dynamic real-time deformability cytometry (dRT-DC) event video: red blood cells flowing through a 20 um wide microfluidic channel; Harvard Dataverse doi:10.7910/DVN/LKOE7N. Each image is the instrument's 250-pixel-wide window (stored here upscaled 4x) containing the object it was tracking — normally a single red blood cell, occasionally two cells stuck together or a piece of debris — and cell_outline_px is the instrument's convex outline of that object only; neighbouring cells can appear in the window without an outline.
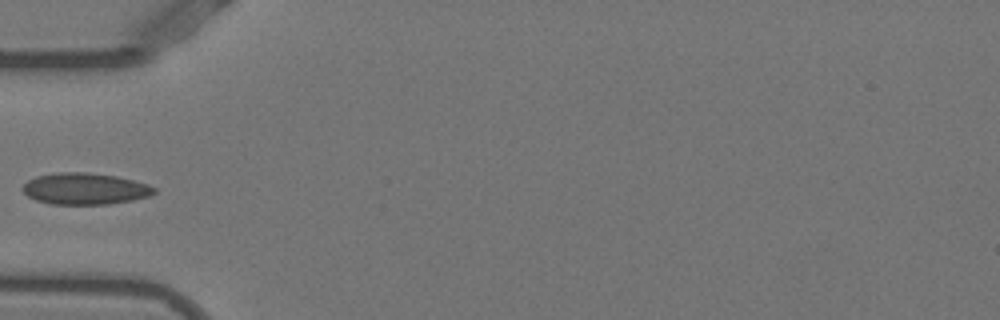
{"species": "Egyptian fruit bat (a non-hibernating species)", "species_latin": "Rousettus aegyptiacus", "temperature_condition": "warm", "stored_images_in_passage": 36, "camera_frame_rate_fps": 3000, "um_per_image_px": 0.085, "animal": {"sex": "female"}, "frame": {"image": 1, "passage_image": 1, "time_ms": 0.0, "image_size_px": [1000, 320], "cell_outline_px": [[156, 192], [148, 196], [132, 200], [108, 204], [52, 204], [36, 200], [28, 196], [20, 188], [28, 180], [36, 176], [56, 172], [88, 172], [116, 176], [148, 184], [156, 188]], "centroid_in_image_um": [7.2, 16.03], "position_along_channel_um": 77.8, "area_um2": 24.16}}
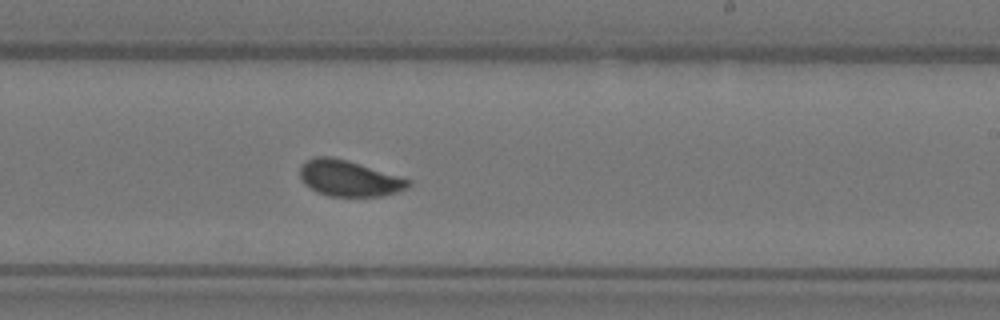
{"frame": {"image": 2, "passage_image": 15, "time_ms": 4.667, "image_size_px": [1000, 320], "cell_outline_px": [[412, 184], [408, 188], [396, 192], [380, 196], [328, 196], [316, 192], [304, 184], [300, 176], [300, 168], [312, 156], [328, 156], [348, 160], [412, 180]], "centroid_in_image_um": [29.67, 15.16], "position_along_channel_um": 259.3, "area_um2": 22.72}}
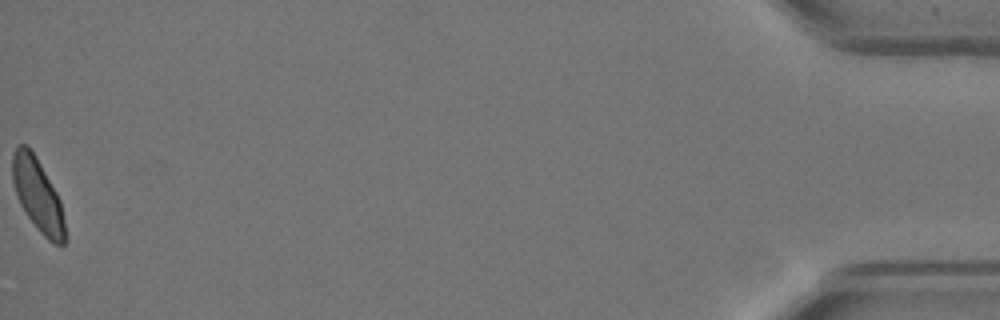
{"frame": {"image": 3, "passage_image": 36, "time_ms": 11.667, "image_size_px": [1000, 320], "cell_outline_px": [[68, 240], [64, 244], [56, 244], [48, 240], [36, 228], [20, 204], [12, 180], [12, 152], [20, 144], [28, 144], [36, 156], [56, 192], [60, 200]], "centroid_in_image_um": [3.22, 16.58], "position_along_channel_um": 432.0, "area_um2": 22.37}}